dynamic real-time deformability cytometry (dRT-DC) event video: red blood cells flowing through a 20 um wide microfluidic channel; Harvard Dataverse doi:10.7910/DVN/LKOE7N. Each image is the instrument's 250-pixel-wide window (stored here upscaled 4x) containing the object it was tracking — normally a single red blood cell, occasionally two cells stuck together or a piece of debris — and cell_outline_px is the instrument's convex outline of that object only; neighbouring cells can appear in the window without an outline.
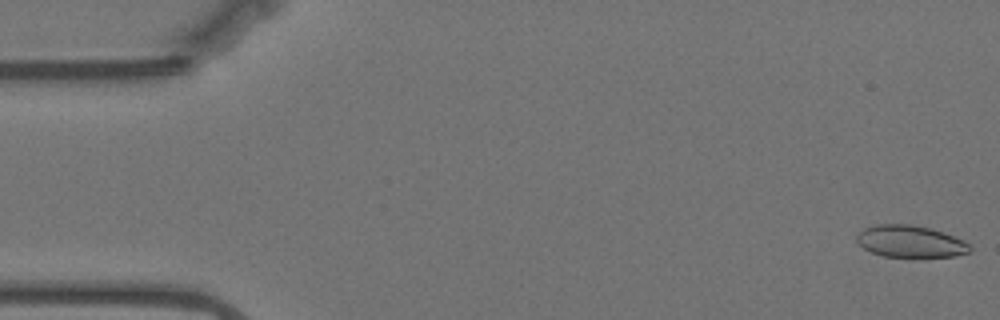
{"species": "Egyptian fruit bat (a non-hibernating species)", "species_latin": "Rousettus aegyptiacus", "temperature_condition": "warm", "stored_images_in_passage": 57, "camera_frame_rate_fps": 3000, "um_per_image_px": 0.085, "animal": {"sex": "female"}, "frame": {"image": 1, "passage_image": 1, "time_ms": 0.0, "image_size_px": [1000, 320], "cell_outline_px": [[972, 252], [952, 256], [884, 256], [872, 252], [856, 244], [856, 236], [864, 228], [872, 224], [912, 224], [944, 232], [964, 240], [972, 248]], "centroid_in_image_um": [77.36, 20.5], "position_along_channel_um": 7.6, "area_um2": 21.04}}
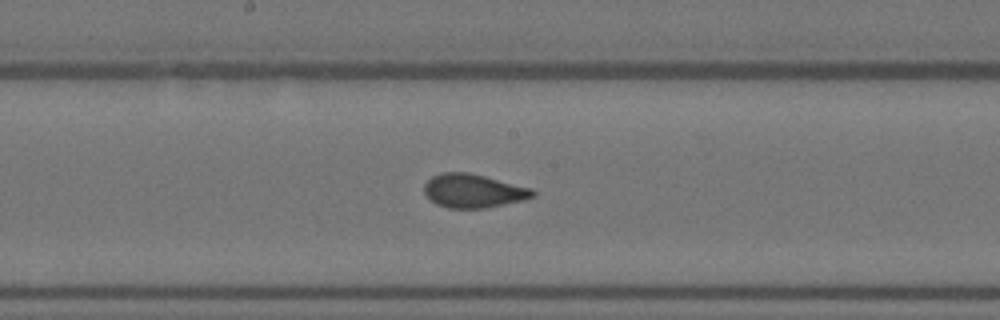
{"frame": {"image": 2, "passage_image": 29, "time_ms": 9.333, "image_size_px": [1000, 320], "cell_outline_px": [[536, 196], [524, 200], [488, 208], [448, 208], [436, 204], [424, 192], [424, 184], [432, 176], [440, 172], [468, 172], [532, 188], [536, 192]], "centroid_in_image_um": [40.25, 16.23], "position_along_channel_um": 207.9, "area_um2": 21.39}}
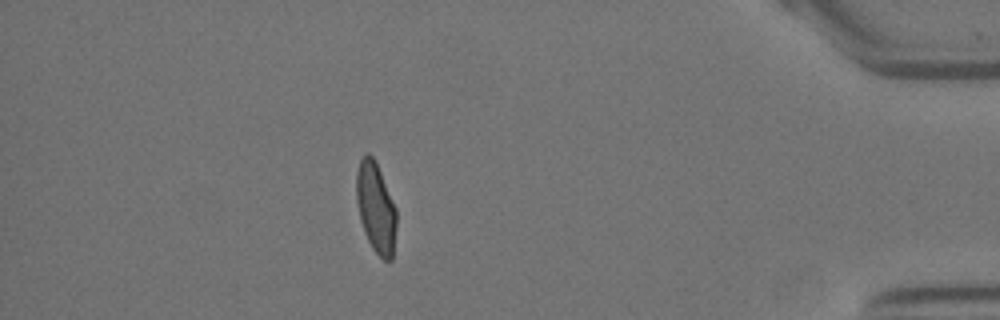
{"frame": {"image": 3, "passage_image": 50, "time_ms": 16.333, "image_size_px": [1000, 320], "cell_outline_px": [[396, 228], [392, 260], [384, 260], [372, 248], [364, 232], [360, 220], [356, 200], [356, 172], [360, 160], [368, 152], [376, 160], [396, 208]], "centroid_in_image_um": [31.94, 17.63], "position_along_channel_um": 403.3, "area_um2": 21.15}, "authors_computed_cell_mechanics": {"area_um2": 21.4438, "velocity_mm_per_s": 3.5105, "shape_relaxation_time_tau1_ms": null, "shape_relaxation_time_tau2_ms": 0.8108, "deformation_change_tau1": null, "deformation_change_tau2": 0.0508}}